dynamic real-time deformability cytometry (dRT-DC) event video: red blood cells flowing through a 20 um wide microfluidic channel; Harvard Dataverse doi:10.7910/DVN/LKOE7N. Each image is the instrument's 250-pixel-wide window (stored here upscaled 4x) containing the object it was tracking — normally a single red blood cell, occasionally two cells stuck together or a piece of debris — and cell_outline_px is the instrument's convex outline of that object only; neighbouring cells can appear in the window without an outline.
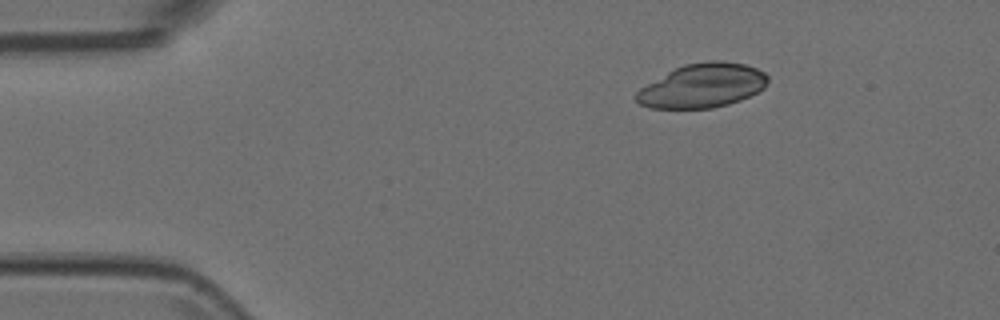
{"species": "Egyptian fruit bat (a non-hibernating species)", "species_latin": "Rousettus aegyptiacus", "temperature_condition": "room temperature", "stored_images_in_passage": 46, "camera_frame_rate_fps": 3000, "um_per_image_px": 0.085, "animal": {"sex": "female"}, "frame": {"image": 1, "passage_image": 1, "time_ms": 0.0, "image_size_px": [1000, 320], "cell_outline_px": [[768, 80], [764, 88], [740, 100], [728, 104], [712, 108], [652, 108], [640, 104], [636, 100], [636, 92], [640, 88], [668, 72], [684, 64], [708, 60], [720, 60], [744, 64], [756, 68], [764, 72], [768, 76]], "centroid_in_image_um": [59.72, 7.27], "position_along_channel_um": 25.3, "area_um2": 33.52}}
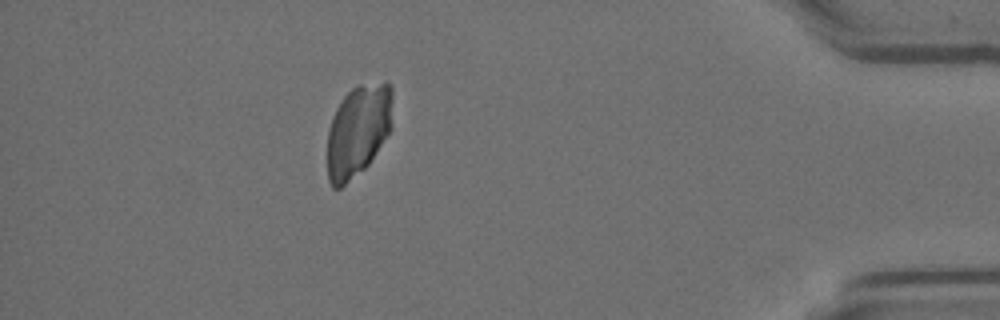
{"frame": {"image": 2, "passage_image": 40, "time_ms": 13.0, "image_size_px": [1000, 320], "cell_outline_px": [[392, 128], [368, 164], [364, 168], [340, 188], [332, 188], [328, 180], [328, 128], [336, 108], [344, 96], [356, 84], [388, 80], [392, 88]], "centroid_in_image_um": [30.45, 11.04], "position_along_channel_um": 404.7, "area_um2": 35.26}}